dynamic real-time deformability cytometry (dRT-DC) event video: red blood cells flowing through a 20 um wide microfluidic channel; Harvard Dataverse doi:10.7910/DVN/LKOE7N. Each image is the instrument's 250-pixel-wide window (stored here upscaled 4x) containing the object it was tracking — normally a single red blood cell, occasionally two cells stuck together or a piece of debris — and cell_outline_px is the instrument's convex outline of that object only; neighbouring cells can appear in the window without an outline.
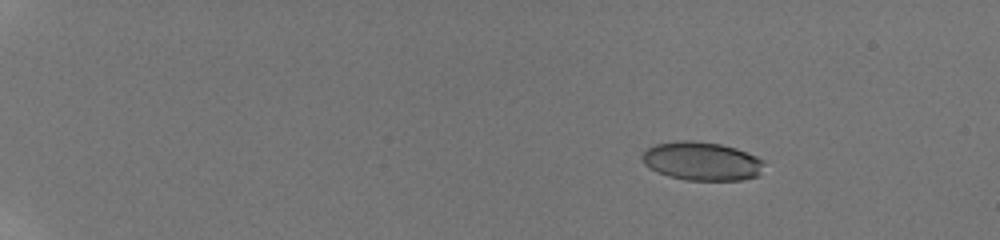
{"species": "human", "species_latin": "Homo sapiens", "temperature_condition": "room temperature", "stored_images_in_passage": 9, "camera_frame_rate_fps": 3000, "um_per_image_px": 0.085, "donor": {"sex": "male"}, "frame": {"image": 1, "passage_image": 4, "time_ms": 3.0, "image_size_px": [1000, 240], "cell_outline_px": [[764, 164], [756, 176], [740, 180], [688, 180], [668, 176], [656, 172], [648, 168], [644, 164], [640, 156], [648, 148], [656, 144], [676, 140], [692, 140], [720, 144], [736, 148], [756, 156], [764, 160]], "centroid_in_image_um": [59.6, 13.69], "position_along_channel_um": 25.4, "area_um2": 27.46}}
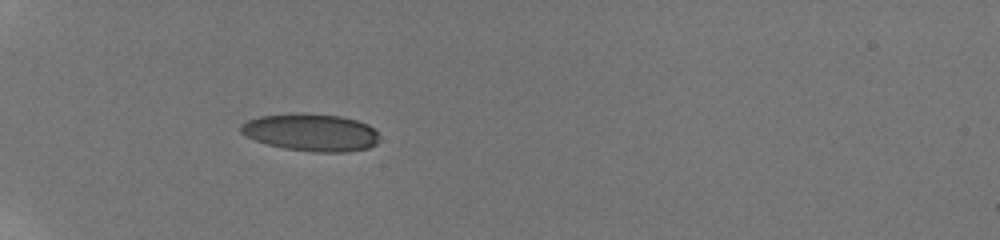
{"frame": {"image": 2, "passage_image": 8, "time_ms": 7.0, "image_size_px": [1000, 240], "cell_outline_px": [[376, 144], [368, 148], [344, 152], [312, 152], [284, 148], [268, 144], [256, 140], [240, 132], [240, 124], [248, 120], [260, 116], [340, 116], [356, 120], [368, 124], [376, 132]], "centroid_in_image_um": [26.44, 11.3], "position_along_channel_um": 58.6, "area_um2": 28.9}}